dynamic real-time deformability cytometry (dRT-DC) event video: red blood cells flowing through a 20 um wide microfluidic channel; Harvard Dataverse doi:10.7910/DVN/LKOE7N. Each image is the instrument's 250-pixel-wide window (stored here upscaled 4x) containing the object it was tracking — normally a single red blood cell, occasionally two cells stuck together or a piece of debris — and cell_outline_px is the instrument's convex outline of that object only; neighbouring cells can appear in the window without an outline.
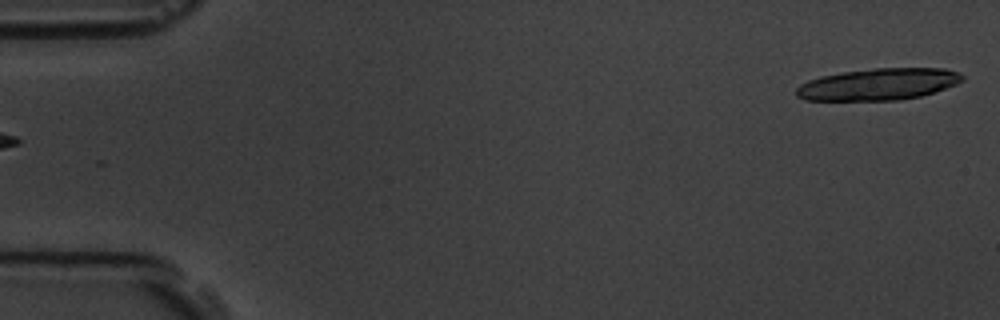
{"species": "common noctule bat (a hibernating species)", "species_latin": "Nyctalus noctula", "temperature_condition": "room temperature", "stored_images_in_passage": 7, "camera_frame_rate_fps": 3000, "um_per_image_px": 0.085, "animal": {"sex": "male", "body_mass_g": 19.5, "forearm_length_mm": 54.6}, "frame": {"image": 1, "passage_image": 7, "time_ms": 6.667, "image_size_px": [1000, 320], "cell_outline_px": [[964, 80], [956, 84], [920, 96], [900, 100], [804, 100], [796, 96], [796, 88], [800, 84], [808, 80], [820, 76], [844, 72], [872, 68], [944, 68], [956, 72], [964, 76]], "centroid_in_image_um": [74.63, 7.16], "position_along_channel_um": 10.4, "area_um2": 30.63}}